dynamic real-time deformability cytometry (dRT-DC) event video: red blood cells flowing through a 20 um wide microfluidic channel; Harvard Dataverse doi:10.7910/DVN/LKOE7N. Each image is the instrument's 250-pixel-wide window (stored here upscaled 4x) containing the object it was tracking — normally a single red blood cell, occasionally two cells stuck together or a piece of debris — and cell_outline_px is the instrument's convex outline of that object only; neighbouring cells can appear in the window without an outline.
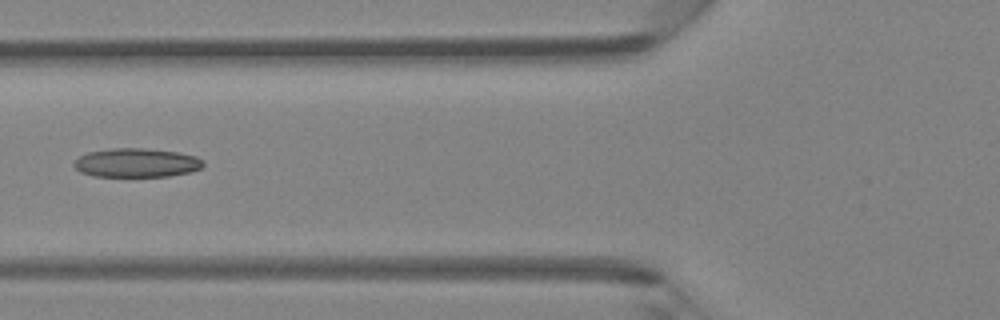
{"species": "Egyptian fruit bat (a non-hibernating species)", "species_latin": "Rousettus aegyptiacus", "temperature_condition": "room temperature", "stored_images_in_passage": 6, "camera_frame_rate_fps": 3000, "um_per_image_px": 0.085, "animal": {"sex": "female"}, "frame": {"image": 1, "passage_image": 6, "time_ms": 5.667, "image_size_px": [1000, 320], "cell_outline_px": [[204, 164], [200, 168], [188, 172], [168, 176], [92, 176], [80, 172], [72, 164], [80, 156], [88, 152], [112, 148], [144, 148], [176, 152], [196, 156], [204, 160]], "centroid_in_image_um": [11.59, 13.83], "position_along_channel_um": 114.2, "area_um2": 21.68}}